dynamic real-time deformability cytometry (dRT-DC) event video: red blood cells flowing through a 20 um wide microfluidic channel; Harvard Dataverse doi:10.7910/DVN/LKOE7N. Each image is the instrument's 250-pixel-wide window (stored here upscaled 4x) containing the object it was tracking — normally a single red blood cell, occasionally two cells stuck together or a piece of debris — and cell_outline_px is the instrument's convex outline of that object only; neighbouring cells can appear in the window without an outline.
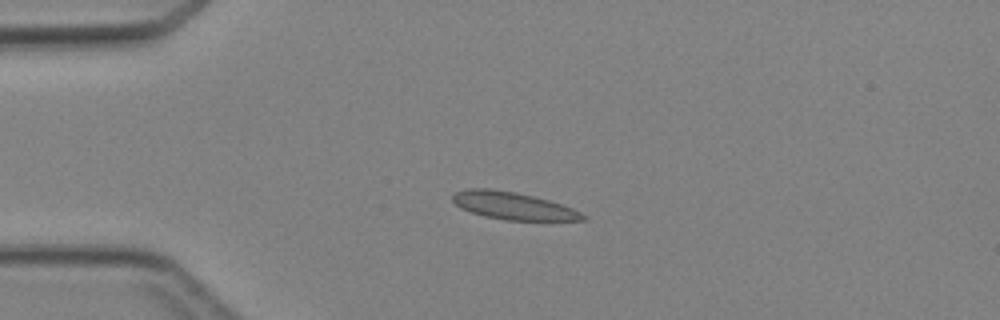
{"species": "Egyptian fruit bat (a non-hibernating species)", "species_latin": "Rousettus aegyptiacus", "temperature_condition": "cold", "stored_images_in_passage": 6, "camera_frame_rate_fps": 3000, "um_per_image_px": 0.085, "animal": {"sex": "female"}, "frame": {"image": 1, "passage_image": 3, "time_ms": 2.333, "image_size_px": [1000, 320], "cell_outline_px": [[588, 220], [504, 220], [484, 216], [460, 208], [452, 200], [452, 196], [456, 192], [468, 188], [488, 188], [516, 192], [548, 200], [572, 208], [588, 216]], "centroid_in_image_um": [43.61, 17.49], "position_along_channel_um": 41.4, "area_um2": 20.69}}
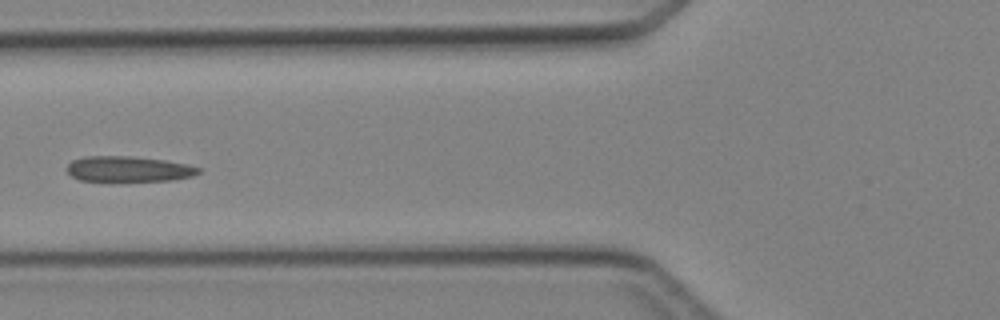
{"frame": {"image": 2, "passage_image": 5, "time_ms": 4.667, "image_size_px": [1000, 320], "cell_outline_px": [[200, 172], [192, 176], [172, 180], [80, 180], [72, 176], [68, 172], [68, 164], [72, 160], [84, 156], [128, 156], [164, 160], [188, 164], [200, 168]], "centroid_in_image_um": [10.93, 14.35], "position_along_channel_um": 114.9, "area_um2": 19.19}}
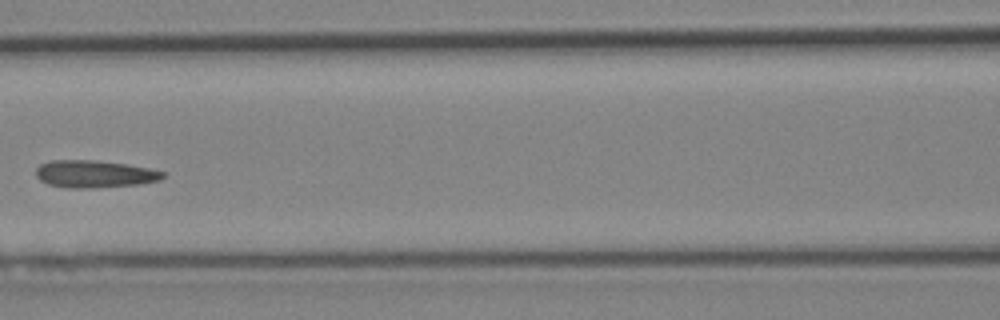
{"frame": {"image": 3, "passage_image": 6, "time_ms": 5.667, "image_size_px": [1000, 320], "cell_outline_px": [[164, 176], [160, 180], [140, 184], [92, 188], [64, 188], [48, 184], [40, 180], [36, 176], [36, 168], [40, 164], [52, 160], [96, 160], [128, 164], [148, 168], [164, 172]], "centroid_in_image_um": [8.01, 14.79], "position_along_channel_um": 158.6, "area_um2": 20.35}}